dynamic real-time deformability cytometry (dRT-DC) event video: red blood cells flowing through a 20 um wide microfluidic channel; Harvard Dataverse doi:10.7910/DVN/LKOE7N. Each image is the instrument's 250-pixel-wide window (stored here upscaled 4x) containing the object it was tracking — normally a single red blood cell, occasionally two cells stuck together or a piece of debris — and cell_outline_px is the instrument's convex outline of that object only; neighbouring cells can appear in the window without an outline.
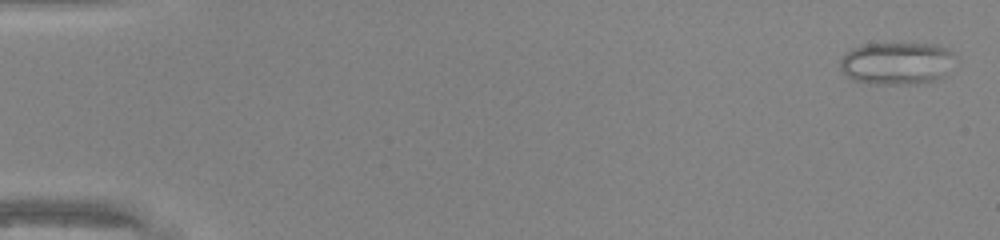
{"species": "common noctule bat (a hibernating species)", "species_latin": "Nyctalus noctula", "temperature_condition": "warm", "stored_images_in_passage": 16, "camera_frame_rate_fps": 3000, "um_per_image_px": 0.085, "animal": {"sex": "male", "body_mass_g": 20.0, "forearm_length_mm": 53.3}, "frame": {"image": 1, "passage_image": 1, "time_ms": 0.0, "image_size_px": [1000, 240], "cell_outline_px": [[952, 56], [944, 76], [936, 80], [916, 84], [868, 84], [852, 80], [840, 68], [840, 60], [852, 48], [864, 44], [936, 44], [948, 48], [952, 52]], "centroid_in_image_um": [76.18, 5.39], "position_along_channel_um": 8.8, "area_um2": 28.21}}